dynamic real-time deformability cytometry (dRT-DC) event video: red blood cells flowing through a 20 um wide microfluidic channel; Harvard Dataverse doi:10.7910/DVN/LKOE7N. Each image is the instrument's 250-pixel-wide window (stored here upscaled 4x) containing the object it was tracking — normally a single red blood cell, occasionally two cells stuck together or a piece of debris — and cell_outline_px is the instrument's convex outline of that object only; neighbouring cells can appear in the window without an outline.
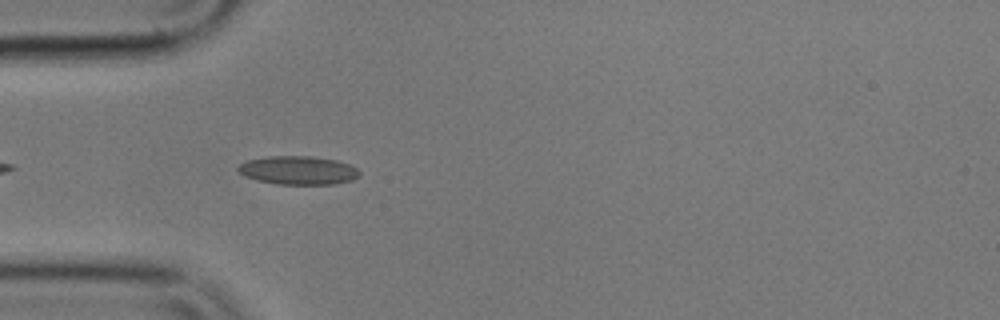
{"species": "common noctule bat (a hibernating species)", "species_latin": "Nyctalus noctula", "temperature_condition": "cold", "stored_images_in_passage": 6, "camera_frame_rate_fps": 3000, "um_per_image_px": 0.085, "animal": {"sex": "male", "body_mass_g": 17.9}, "frame": {"image": 1, "passage_image": 3, "time_ms": 0.667, "image_size_px": [1000, 320], "cell_outline_px": [[360, 176], [352, 180], [336, 184], [276, 184], [256, 180], [244, 176], [236, 168], [240, 164], [248, 160], [268, 156], [312, 156], [336, 160], [352, 164], [360, 172]], "centroid_in_image_um": [25.37, 14.47], "position_along_channel_um": 59.6, "area_um2": 20.35}}